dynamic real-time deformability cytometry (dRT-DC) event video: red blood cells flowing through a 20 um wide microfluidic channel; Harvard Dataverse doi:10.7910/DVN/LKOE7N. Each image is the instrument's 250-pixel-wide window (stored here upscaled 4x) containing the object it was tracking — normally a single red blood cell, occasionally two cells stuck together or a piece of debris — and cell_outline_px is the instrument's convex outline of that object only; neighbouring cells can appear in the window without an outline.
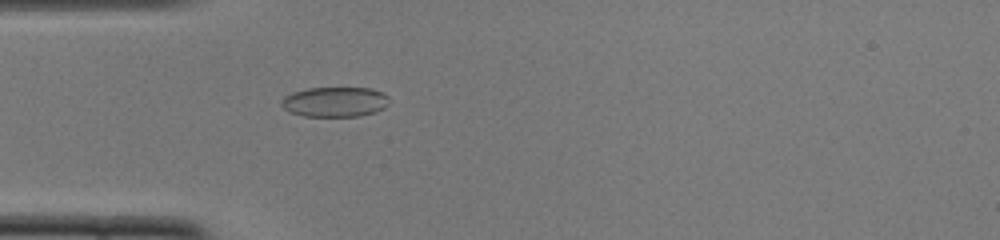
{"species": "common noctule bat (a hibernating species)", "species_latin": "Nyctalus noctula", "temperature_condition": "cold", "stored_images_in_passage": 37, "camera_frame_rate_fps": 3000, "um_per_image_px": 0.085, "animal": {"sex": "female", "body_mass_g": 22.0, "forearm_length_mm": 56.7}, "frame": {"image": 1, "passage_image": 1, "time_ms": 0.0, "image_size_px": [1000, 240], "cell_outline_px": [[388, 104], [384, 108], [376, 112], [360, 116], [304, 116], [288, 112], [280, 104], [280, 100], [284, 96], [292, 92], [308, 88], [372, 88], [384, 92], [388, 96]], "centroid_in_image_um": [28.46, 8.66], "position_along_channel_um": 56.5, "area_um2": 19.07}}
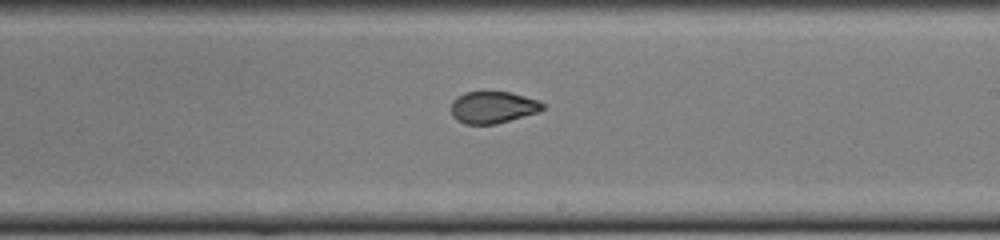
{"frame": {"image": 2, "passage_image": 16, "time_ms": 5.0, "image_size_px": [1000, 240], "cell_outline_px": [[544, 108], [536, 112], [496, 124], [464, 124], [456, 120], [452, 116], [452, 100], [456, 96], [464, 92], [508, 92], [540, 100], [544, 104]], "centroid_in_image_um": [41.86, 9.12], "position_along_channel_um": 247.1, "area_um2": 16.94}}
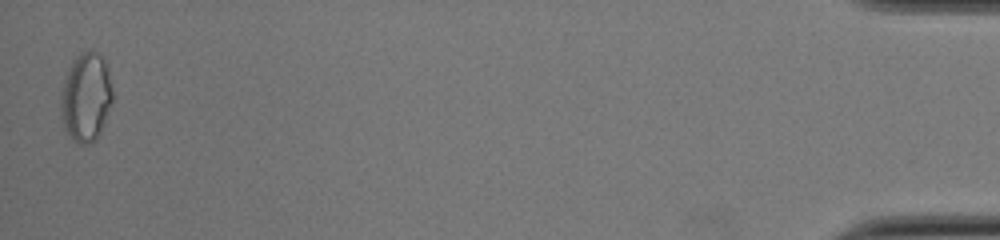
{"frame": {"image": 3, "passage_image": 37, "time_ms": 12.0, "image_size_px": [1000, 240], "cell_outline_px": [[112, 100], [104, 124], [96, 140], [88, 144], [80, 144], [64, 128], [60, 116], [60, 96], [64, 80], [68, 68], [72, 60], [80, 52], [92, 48], [100, 52], [104, 56], [112, 88]], "centroid_in_image_um": [7.3, 8.19], "position_along_channel_um": 427.9, "area_um2": 27.17}, "authors_computed_cell_mechanics": {"area_um2": 18.0336, "velocity_mm_per_s": 3.8769, "shape_relaxation_time_tau1_ms": null, "shape_relaxation_time_tau2_ms": 1.3868, "deformation_change_tau1": null, "deformation_change_tau2": 0.0468}}